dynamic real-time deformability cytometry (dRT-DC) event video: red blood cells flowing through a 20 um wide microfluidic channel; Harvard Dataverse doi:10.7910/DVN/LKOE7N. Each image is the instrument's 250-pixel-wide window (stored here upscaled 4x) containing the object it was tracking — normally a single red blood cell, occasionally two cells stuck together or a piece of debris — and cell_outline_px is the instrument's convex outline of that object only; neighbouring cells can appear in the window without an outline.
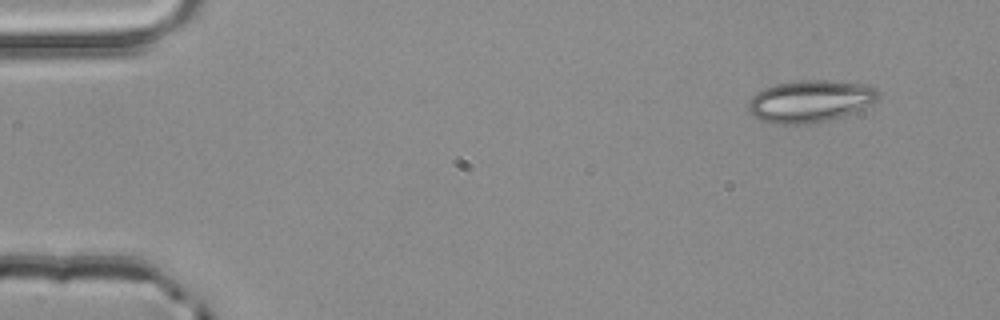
{"species": "common noctule bat (a hibernating species)", "species_latin": "Nyctalus noctula", "temperature_condition": "room temperature", "stored_images_in_passage": 3, "camera_frame_rate_fps": 3000, "um_per_image_px": 0.085, "animal": {"sex": "male", "body_mass_g": 20.4}, "frame": {"image": 1, "passage_image": 1, "time_ms": 0.0, "image_size_px": [1000, 320], "cell_outline_px": [[880, 96], [876, 100], [852, 112], [840, 116], [808, 124], [772, 124], [760, 120], [748, 112], [748, 104], [752, 96], [756, 92], [764, 88], [776, 84], [800, 80], [824, 80], [868, 84], [876, 88], [880, 92]], "centroid_in_image_um": [68.82, 8.59], "position_along_channel_um": 16.2, "area_um2": 31.73}}